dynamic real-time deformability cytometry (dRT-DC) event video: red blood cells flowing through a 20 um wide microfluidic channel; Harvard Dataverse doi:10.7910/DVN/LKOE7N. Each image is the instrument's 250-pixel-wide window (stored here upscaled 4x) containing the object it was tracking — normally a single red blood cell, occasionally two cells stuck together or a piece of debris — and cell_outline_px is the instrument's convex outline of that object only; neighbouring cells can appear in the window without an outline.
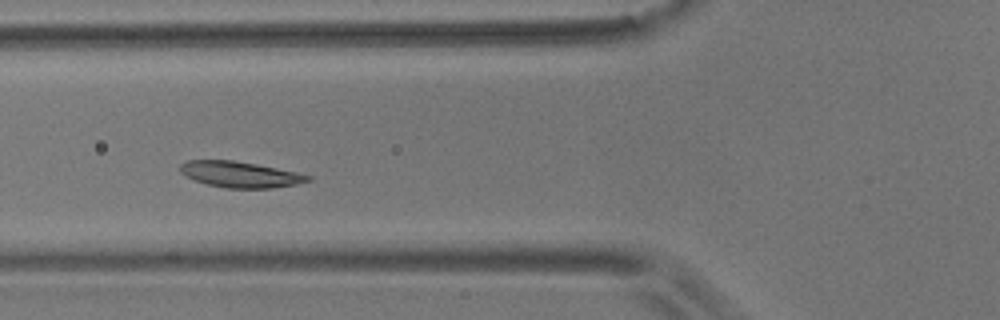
{"species": "common noctule bat (a hibernating species)", "species_latin": "Nyctalus noctula", "temperature_condition": "room temperature", "stored_images_in_passage": 6, "camera_frame_rate_fps": 3000, "um_per_image_px": 0.085, "animal": {"sex": "male", "body_mass_g": 17.9}, "frame": {"image": 1, "passage_image": 5, "time_ms": 4.667, "image_size_px": [1000, 320], "cell_outline_px": [[312, 180], [296, 184], [272, 188], [228, 188], [208, 184], [196, 180], [180, 172], [180, 164], [188, 160], [232, 160], [256, 164], [296, 172], [312, 176]], "centroid_in_image_um": [20.44, 14.82], "position_along_channel_um": 105.4, "area_um2": 19.07}}
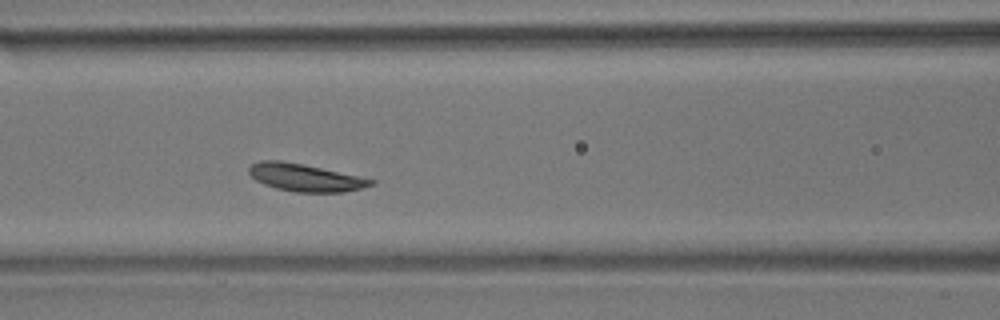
{"frame": {"image": 2, "passage_image": 6, "time_ms": 5.667, "image_size_px": [1000, 320], "cell_outline_px": [[376, 184], [344, 192], [296, 192], [276, 188], [264, 184], [256, 180], [248, 172], [248, 168], [252, 164], [260, 160], [280, 160], [304, 164], [376, 180]], "centroid_in_image_um": [25.93, 15.09], "position_along_channel_um": 140.7, "area_um2": 19.48}}